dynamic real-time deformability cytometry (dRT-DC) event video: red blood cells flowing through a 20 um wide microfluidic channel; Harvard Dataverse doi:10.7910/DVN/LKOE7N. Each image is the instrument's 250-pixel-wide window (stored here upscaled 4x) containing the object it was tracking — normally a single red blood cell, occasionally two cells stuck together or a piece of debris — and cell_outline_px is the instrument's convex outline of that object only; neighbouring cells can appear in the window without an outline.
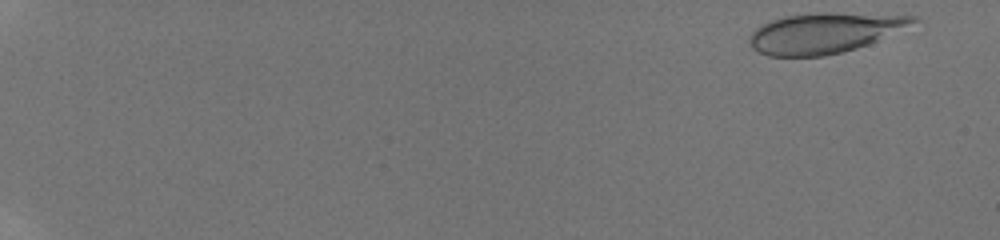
{"species": "human", "species_latin": "Homo sapiens", "temperature_condition": "room temperature", "stored_images_in_passage": 63, "camera_frame_rate_fps": 3000, "um_per_image_px": 0.085, "donor": {"sex": "male"}, "frame": {"image": 1, "passage_image": 1, "time_ms": 0.0, "image_size_px": [1000, 240], "cell_outline_px": [[924, 20], [868, 44], [856, 48], [824, 56], [768, 56], [752, 48], [748, 40], [752, 32], [756, 28], [772, 20], [784, 16], [820, 12], [832, 12], [916, 16]], "centroid_in_image_um": [70.11, 2.79], "position_along_channel_um": 14.9, "area_um2": 38.44}}
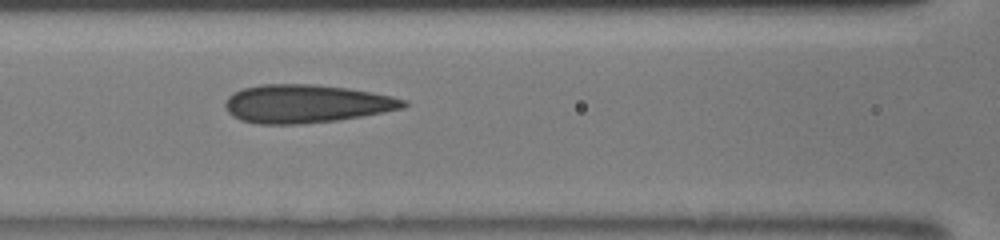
{"frame": {"image": 2, "passage_image": 37, "time_ms": 8.0, "image_size_px": [1000, 240], "cell_outline_px": [[408, 104], [404, 108], [384, 112], [336, 120], [300, 124], [256, 124], [240, 120], [232, 116], [228, 112], [224, 104], [228, 96], [244, 88], [260, 84], [316, 84], [348, 88], [372, 92], [392, 96], [408, 100]], "centroid_in_image_um": [26.03, 8.81], "position_along_channel_um": 140.6, "area_um2": 39.82}}
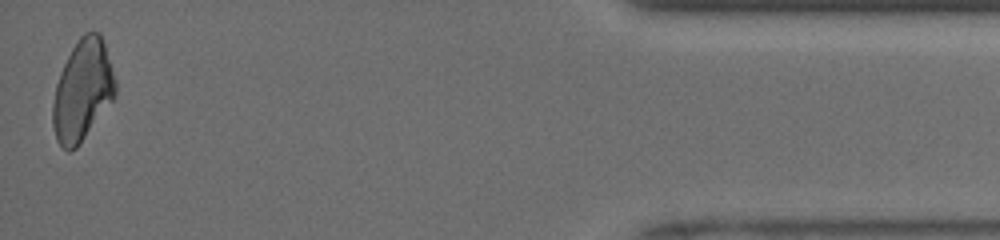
{"frame": {"image": 3, "passage_image": 63, "time_ms": 16.333, "image_size_px": [1000, 240], "cell_outline_px": [[116, 92], [112, 100], [80, 144], [76, 148], [68, 152], [56, 140], [52, 124], [52, 104], [56, 84], [60, 72], [72, 48], [80, 36], [84, 32], [100, 32], [116, 80]], "centroid_in_image_um": [7.0, 7.7], "position_along_channel_um": 428.2, "area_um2": 36.59}, "authors_computed_cell_mechanics": {"area_um2": 38.5526, "velocity_mm_per_s": 4.1719, "shape_relaxation_time_tau1_ms": 10.8831, "shape_relaxation_time_tau2_ms": 1.5329, "deformation_change_tau1": 0.2348, "deformation_change_tau2": 0.0806}}